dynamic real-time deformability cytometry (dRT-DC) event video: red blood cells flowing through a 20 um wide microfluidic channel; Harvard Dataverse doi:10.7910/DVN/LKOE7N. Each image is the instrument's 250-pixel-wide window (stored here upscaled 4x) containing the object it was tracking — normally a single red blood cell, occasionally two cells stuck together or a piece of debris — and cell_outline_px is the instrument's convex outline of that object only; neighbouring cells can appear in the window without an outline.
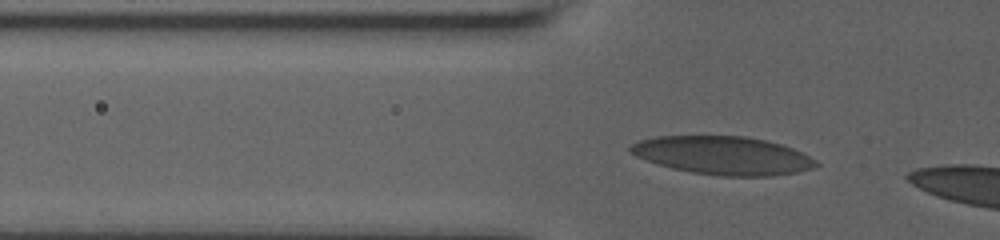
{"species": "human", "species_latin": "Homo sapiens", "temperature_condition": "room temperature", "stored_images_in_passage": 33, "camera_frame_rate_fps": 3000, "um_per_image_px": 0.085, "donor": {"sex": "male"}, "frame": {"image": 1, "passage_image": 2, "time_ms": 0.333, "image_size_px": [1000, 240], "cell_outline_px": [[820, 164], [812, 168], [796, 172], [772, 176], [720, 176], [692, 172], [672, 168], [656, 164], [636, 156], [628, 152], [628, 148], [636, 140], [656, 136], [748, 136], [768, 140], [792, 148], [816, 160]], "centroid_in_image_um": [61.41, 13.21], "position_along_channel_um": 64.4, "area_um2": 41.56}}
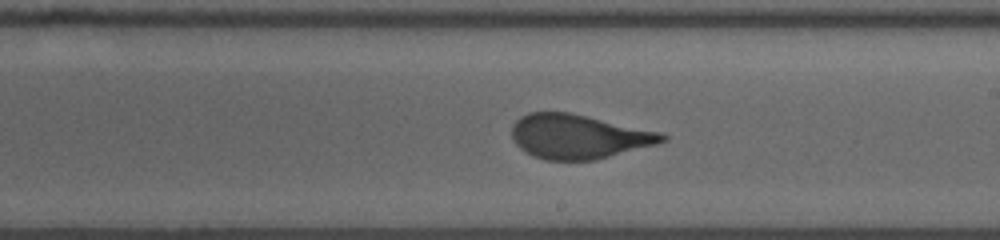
{"frame": {"image": 2, "passage_image": 14, "time_ms": 5.333, "image_size_px": [1000, 240], "cell_outline_px": [[668, 140], [656, 144], [596, 160], [544, 160], [532, 156], [520, 148], [512, 140], [512, 124], [520, 116], [528, 112], [568, 112], [660, 132], [668, 136]], "centroid_in_image_um": [49.14, 11.61], "position_along_channel_um": 239.9, "area_um2": 38.78}}
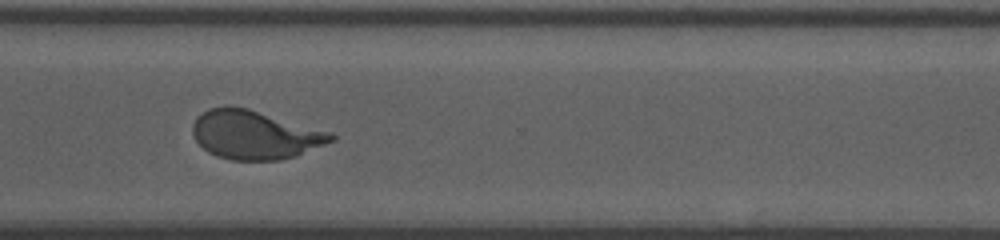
{"frame": {"image": 3, "passage_image": 32, "time_ms": 8.333, "image_size_px": [1000, 240], "cell_outline_px": [[336, 140], [296, 156], [280, 160], [232, 160], [216, 156], [208, 152], [196, 140], [192, 132], [192, 124], [196, 116], [208, 108], [248, 108], [332, 132], [336, 136]], "centroid_in_image_um": [21.69, 11.47], "position_along_channel_um": 348.9, "area_um2": 39.19}}